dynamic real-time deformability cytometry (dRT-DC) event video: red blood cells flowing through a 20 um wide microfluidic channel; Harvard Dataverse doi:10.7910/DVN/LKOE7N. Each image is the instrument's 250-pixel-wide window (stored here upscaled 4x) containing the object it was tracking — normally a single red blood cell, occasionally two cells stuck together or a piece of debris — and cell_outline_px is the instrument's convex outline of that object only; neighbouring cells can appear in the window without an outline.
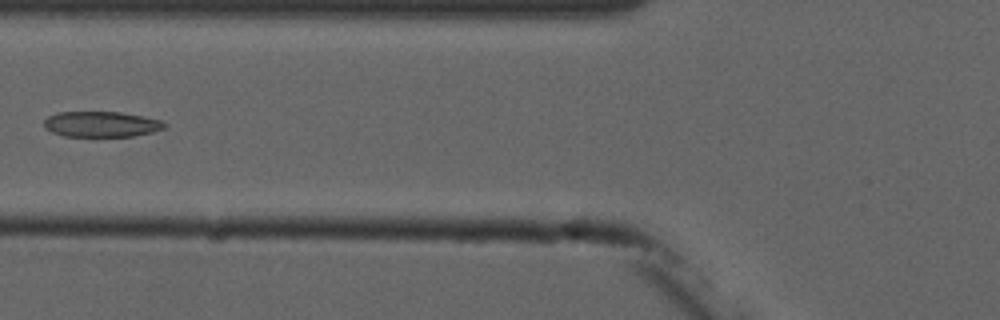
{"species": "common noctule bat (a hibernating species)", "species_latin": "Nyctalus noctula", "temperature_condition": "cold", "stored_images_in_passage": 6, "camera_frame_rate_fps": 3000, "um_per_image_px": 0.085, "animal": {"sex": "male", "forearm_length_mm": 52.5}, "frame": {"image": 1, "passage_image": 6, "time_ms": 6.0, "image_size_px": [1000, 320], "cell_outline_px": [[168, 124], [164, 128], [152, 132], [132, 136], [64, 136], [52, 132], [44, 128], [44, 120], [48, 116], [56, 112], [120, 112], [160, 120]], "centroid_in_image_um": [8.58, 10.55], "position_along_channel_um": 117.2, "area_um2": 17.86}}